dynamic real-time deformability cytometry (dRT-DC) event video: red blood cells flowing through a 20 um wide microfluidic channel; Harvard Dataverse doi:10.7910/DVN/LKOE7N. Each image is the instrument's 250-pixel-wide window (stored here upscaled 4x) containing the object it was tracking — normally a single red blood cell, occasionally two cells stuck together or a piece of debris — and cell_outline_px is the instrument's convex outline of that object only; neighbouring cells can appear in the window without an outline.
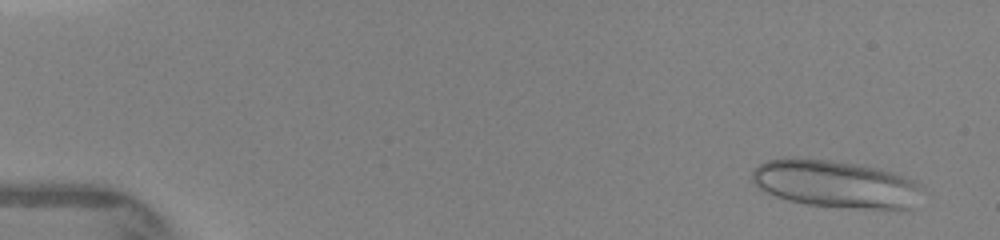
{"species": "human", "species_latin": "Homo sapiens", "temperature_condition": "warm", "stored_images_in_passage": 20, "camera_frame_rate_fps": 3000, "um_per_image_px": 0.085, "donor": {"sex": "female"}, "frame": {"image": 1, "passage_image": 3, "time_ms": 0.667, "image_size_px": [1000, 240], "cell_outline_px": [[920, 184], [912, 208], [900, 212], [808, 204], [788, 200], [776, 196], [760, 188], [752, 180], [752, 172], [760, 164], [768, 160], [828, 160], [852, 164], [872, 168], [888, 172], [912, 180]], "centroid_in_image_um": [71.06, 15.7], "position_along_channel_um": 13.9, "area_um2": 45.78}}